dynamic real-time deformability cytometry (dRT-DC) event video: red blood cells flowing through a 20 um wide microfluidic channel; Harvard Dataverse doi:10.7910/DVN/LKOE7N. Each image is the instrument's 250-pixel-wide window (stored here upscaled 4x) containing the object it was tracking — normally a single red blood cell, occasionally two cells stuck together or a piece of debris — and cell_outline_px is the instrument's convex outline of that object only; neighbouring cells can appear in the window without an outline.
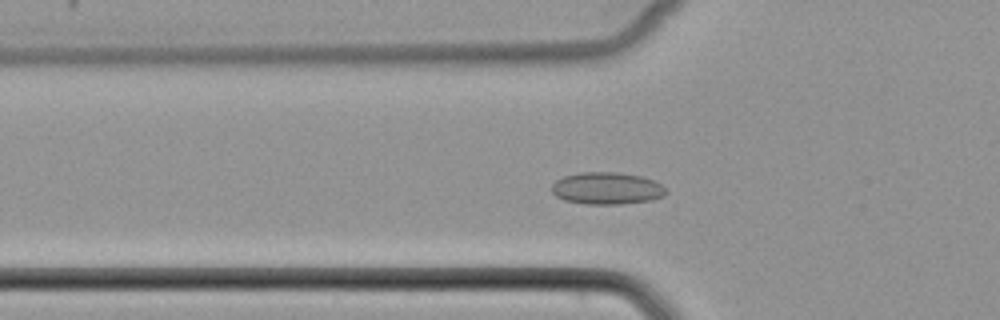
{"species": "common noctule bat (a hibernating species)", "species_latin": "Nyctalus noctula", "temperature_condition": "cold", "stored_images_in_passage": 49, "camera_frame_rate_fps": 3000, "um_per_image_px": 0.085, "animal": {"sex": "female", "body_mass_g": 22.7, "forearm_length_mm": 54.2}, "frame": {"image": 1, "passage_image": 15, "time_ms": 4.667, "image_size_px": [1000, 320], "cell_outline_px": [[668, 192], [664, 196], [652, 200], [620, 204], [584, 204], [564, 200], [556, 196], [552, 192], [552, 184], [556, 180], [564, 176], [580, 172], [616, 172], [640, 176], [652, 180], [660, 184]], "centroid_in_image_um": [51.57, 16.01], "position_along_channel_um": 74.2, "area_um2": 21.39}}
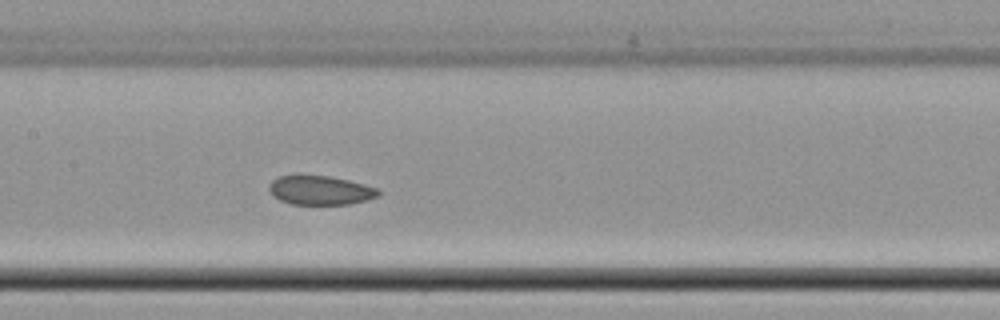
{"frame": {"image": 2, "passage_image": 23, "time_ms": 7.333, "image_size_px": [1000, 320], "cell_outline_px": [[380, 196], [368, 200], [348, 204], [292, 204], [280, 200], [272, 196], [268, 188], [268, 184], [276, 176], [296, 172], [328, 176], [348, 180], [380, 188]], "centroid_in_image_um": [27.17, 16.13], "position_along_channel_um": 180.2, "area_um2": 19.36}}
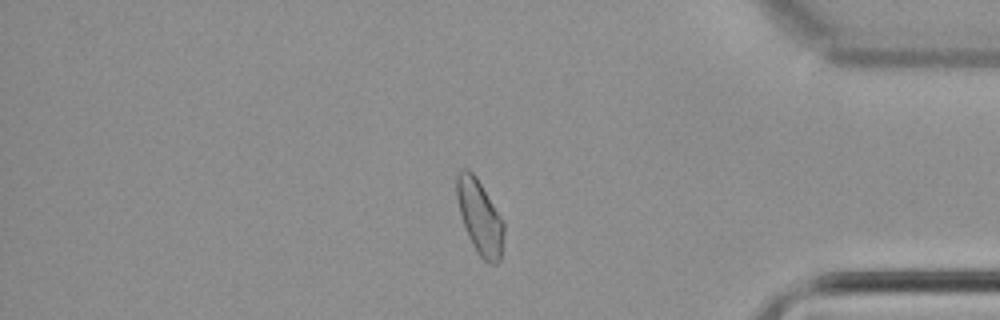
{"frame": {"image": 3, "passage_image": 41, "time_ms": 13.333, "image_size_px": [1000, 320], "cell_outline_px": [[504, 232], [500, 260], [496, 264], [492, 264], [484, 260], [476, 252], [468, 236], [460, 212], [456, 196], [456, 176], [460, 168], [468, 168], [476, 176], [504, 220]], "centroid_in_image_um": [40.78, 18.42], "position_along_channel_um": 394.4, "area_um2": 20.52}}